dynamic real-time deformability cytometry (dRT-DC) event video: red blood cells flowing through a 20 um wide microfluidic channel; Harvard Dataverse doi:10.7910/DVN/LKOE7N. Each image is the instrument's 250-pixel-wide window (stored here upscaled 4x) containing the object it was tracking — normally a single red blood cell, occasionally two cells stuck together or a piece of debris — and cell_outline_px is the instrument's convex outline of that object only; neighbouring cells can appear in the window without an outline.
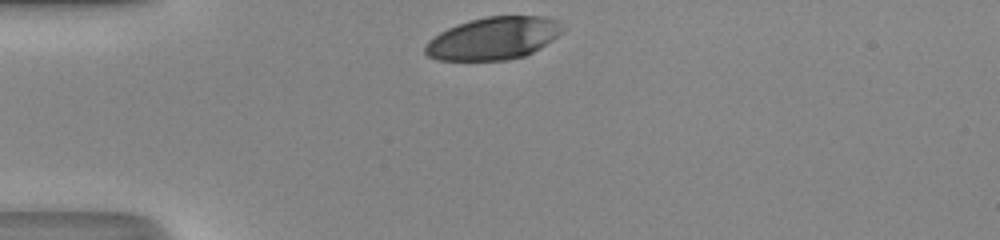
{"species": "human", "species_latin": "Homo sapiens", "temperature_condition": "room temperature", "stored_images_in_passage": 27, "camera_frame_rate_fps": 3000, "um_per_image_px": 0.085, "donor": {"sex": "male"}, "frame": {"image": 1, "passage_image": 1, "time_ms": 0.0, "image_size_px": [1000, 240], "cell_outline_px": [[560, 32], [552, 40], [540, 48], [524, 56], [508, 60], [436, 60], [428, 56], [424, 52], [424, 44], [428, 40], [440, 32], [456, 24], [488, 16], [544, 16], [560, 20]], "centroid_in_image_um": [41.9, 3.26], "position_along_channel_um": 43.1, "area_um2": 33.99}}
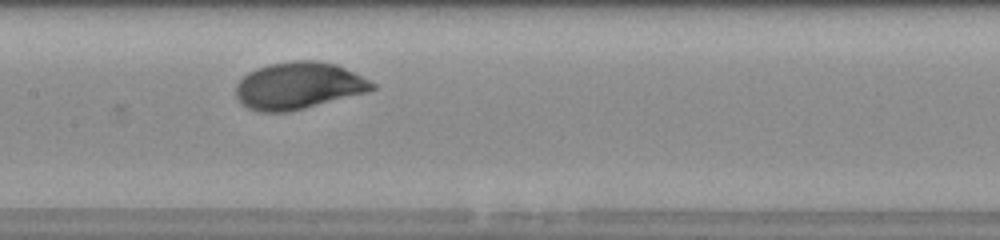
{"frame": {"image": 2, "passage_image": 13, "time_ms": 4.0, "image_size_px": [1000, 240], "cell_outline_px": [[376, 88], [368, 92], [288, 112], [260, 112], [248, 108], [240, 104], [236, 96], [236, 84], [248, 72], [256, 68], [268, 64], [292, 60], [320, 60], [336, 64], [376, 84]], "centroid_in_image_um": [25.34, 7.28], "position_along_channel_um": 182.1, "area_um2": 37.4}}
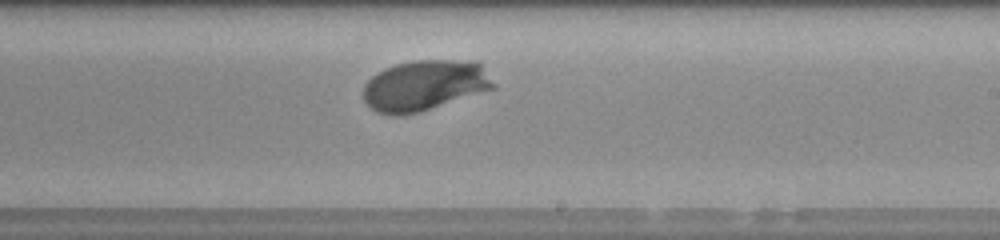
{"frame": {"image": 3, "passage_image": 18, "time_ms": 5.667, "image_size_px": [1000, 240], "cell_outline_px": [[496, 88], [420, 112], [396, 116], [376, 112], [364, 100], [364, 84], [376, 72], [384, 68], [396, 64], [416, 60], [476, 60], [480, 64], [496, 84]], "centroid_in_image_um": [36.1, 7.25], "position_along_channel_um": 252.9, "area_um2": 38.49}, "authors_computed_cell_mechanics": {"area_um2": 37.3966, "velocity_mm_per_s": 4.2748, "shape_relaxation_time_tau1_ms": 2.3183, "shape_relaxation_time_tau2_ms": null, "deformation_change_tau1": 0.1666, "deformation_change_tau2": null}}